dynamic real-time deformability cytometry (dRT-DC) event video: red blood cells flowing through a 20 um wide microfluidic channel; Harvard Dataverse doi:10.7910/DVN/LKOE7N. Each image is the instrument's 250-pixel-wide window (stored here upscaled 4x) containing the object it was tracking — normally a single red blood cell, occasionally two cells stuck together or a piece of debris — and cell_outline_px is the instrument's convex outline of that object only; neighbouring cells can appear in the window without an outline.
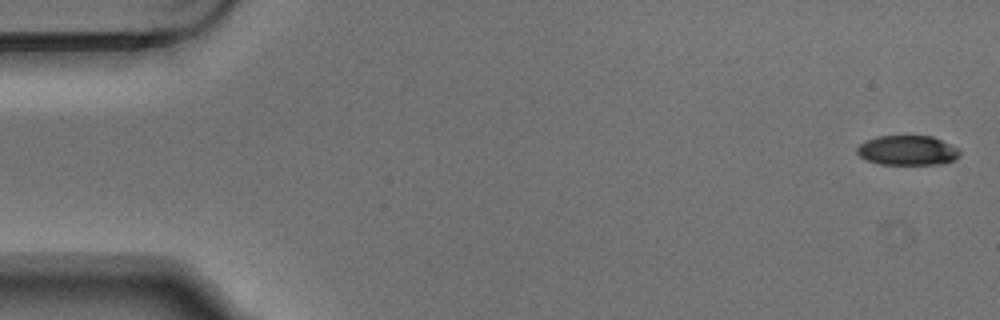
{"species": "Egyptian fruit bat (a non-hibernating species)", "species_latin": "Rousettus aegyptiacus", "temperature_condition": "warm", "stored_images_in_passage": 5, "segment_of_instrument_passage": [1, 2], "camera_frame_rate_fps": 3000, "um_per_image_px": 0.085, "animal": {"sex": "male"}, "frame": {"image": 1, "passage_image": 1, "time_ms": 0.0, "image_size_px": [1000, 320], "cell_outline_px": [[960, 152], [952, 160], [944, 164], [880, 164], [868, 160], [860, 156], [856, 152], [856, 148], [864, 140], [876, 136], [932, 136], [956, 148]], "centroid_in_image_um": [77.07, 12.78], "position_along_channel_um": 7.9, "area_um2": 17.57}}